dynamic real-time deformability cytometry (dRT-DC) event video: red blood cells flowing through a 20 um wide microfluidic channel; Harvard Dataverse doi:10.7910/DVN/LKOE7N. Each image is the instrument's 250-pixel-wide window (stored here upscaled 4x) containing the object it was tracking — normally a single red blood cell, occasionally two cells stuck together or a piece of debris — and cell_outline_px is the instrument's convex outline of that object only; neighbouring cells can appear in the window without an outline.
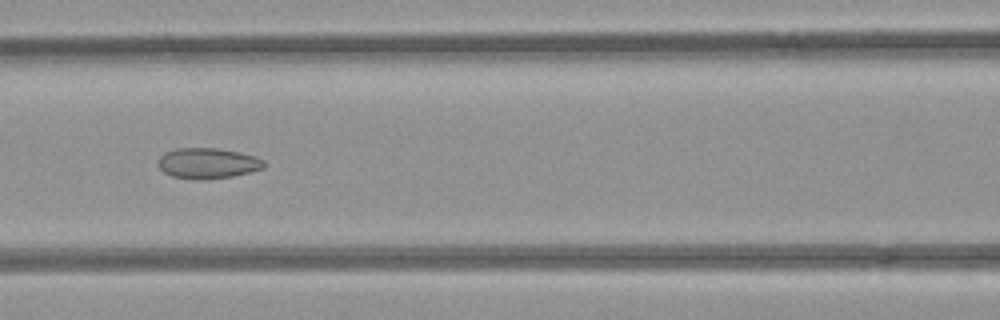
{"species": "common noctule bat (a hibernating species)", "species_latin": "Nyctalus noctula", "temperature_condition": "room temperature", "stored_images_in_passage": 14, "camera_frame_rate_fps": 3000, "um_per_image_px": 0.085, "animal": {"sex": "female", "body_mass_g": 21.9}, "frame": {"image": 1, "passage_image": 12, "time_ms": 3.667, "image_size_px": [1000, 320], "cell_outline_px": [[264, 168], [252, 172], [232, 176], [204, 180], [200, 180], [172, 176], [164, 172], [160, 168], [160, 156], [164, 152], [176, 148], [216, 148], [240, 152], [256, 156], [264, 160]], "centroid_in_image_um": [17.69, 13.87], "position_along_channel_um": 148.9, "area_um2": 18.9}}